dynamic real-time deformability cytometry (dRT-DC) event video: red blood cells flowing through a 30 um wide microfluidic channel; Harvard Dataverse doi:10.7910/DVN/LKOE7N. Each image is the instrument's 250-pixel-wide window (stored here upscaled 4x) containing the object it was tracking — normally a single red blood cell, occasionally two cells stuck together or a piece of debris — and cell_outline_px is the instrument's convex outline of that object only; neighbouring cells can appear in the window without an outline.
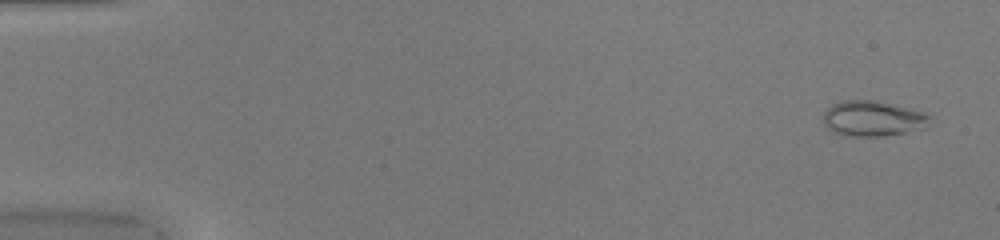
{"species": "common noctule bat (a hibernating species)", "species_latin": "Nyctalus noctula", "temperature_condition": "warm", "stored_images_in_passage": 50, "camera_frame_rate_fps": 3000, "um_per_image_px": 0.085, "animal": {"sex": "female", "body_mass_g": 20.0, "forearm_length_mm": 54.0}, "frame": {"image": 1, "passage_image": 3, "time_ms": 0.667, "image_size_px": [1000, 240], "cell_outline_px": [[928, 128], [884, 136], [852, 136], [836, 132], [828, 128], [824, 124], [824, 112], [832, 104], [844, 100], [876, 100], [924, 112], [928, 116]], "centroid_in_image_um": [74.2, 10.07], "position_along_channel_um": 10.8, "area_um2": 21.79}}
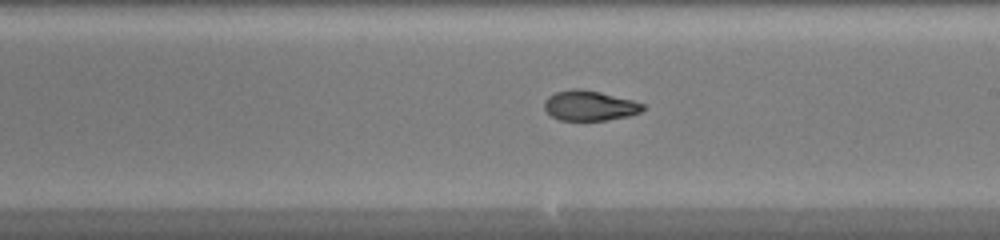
{"frame": {"image": 2, "passage_image": 30, "time_ms": 9.667, "image_size_px": [1000, 240], "cell_outline_px": [[644, 108], [640, 112], [628, 116], [604, 120], [560, 120], [552, 116], [544, 108], [544, 100], [548, 96], [556, 92], [572, 88], [580, 88], [600, 92], [632, 100], [644, 104]], "centroid_in_image_um": [50.09, 8.97], "position_along_channel_um": 238.9, "area_um2": 17.17}}
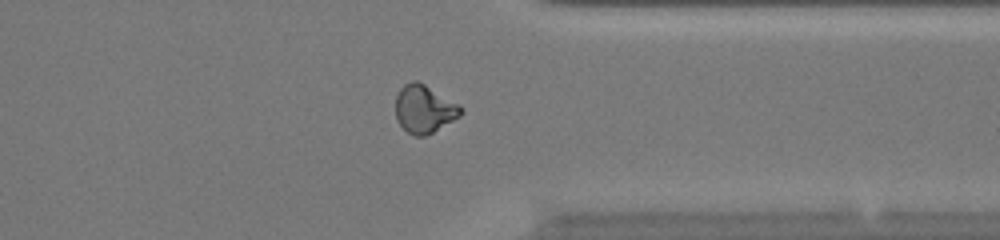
{"frame": {"image": 3, "passage_image": 40, "time_ms": 13.0, "image_size_px": [1000, 240], "cell_outline_px": [[464, 112], [460, 116], [432, 132], [424, 136], [416, 136], [408, 132], [396, 120], [396, 96], [400, 88], [404, 84], [412, 80], [416, 80], [424, 84], [460, 104], [464, 108]], "centroid_in_image_um": [36.07, 9.24], "position_along_channel_um": 375.3, "area_um2": 18.21}, "authors_computed_cell_mechanics": {"area_um2": 18.9006, "velocity_mm_per_s": 4.1856, "shape_relaxation_time_tau1_ms": null, "shape_relaxation_time_tau2_ms": 1.6545, "deformation_change_tau1": null, "deformation_change_tau2": 0.0655}}